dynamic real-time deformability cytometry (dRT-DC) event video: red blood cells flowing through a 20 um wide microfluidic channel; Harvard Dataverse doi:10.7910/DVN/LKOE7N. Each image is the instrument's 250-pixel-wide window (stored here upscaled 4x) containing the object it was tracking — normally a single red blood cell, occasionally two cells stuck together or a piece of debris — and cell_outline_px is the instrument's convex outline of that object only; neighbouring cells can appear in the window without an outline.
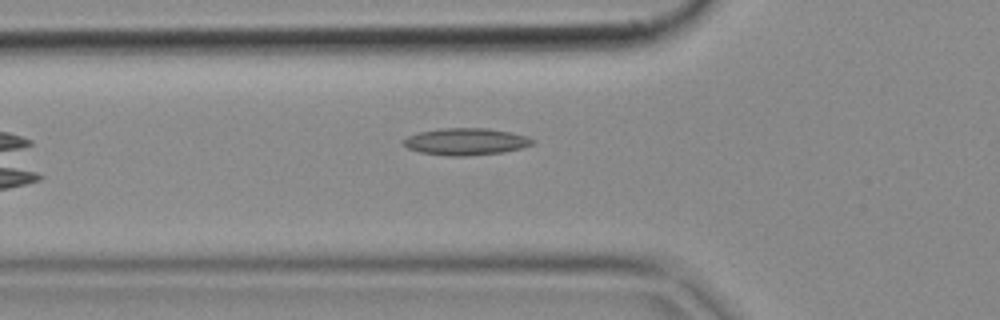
{"species": "common noctule bat (a hibernating species)", "species_latin": "Nyctalus noctula", "temperature_condition": "cold", "stored_images_in_passage": 6, "camera_frame_rate_fps": 3000, "um_per_image_px": 0.085, "animal": {"sex": "female", "body_mass_g": 18.4}, "frame": {"image": 1, "passage_image": 6, "time_ms": 1.667, "image_size_px": [1000, 320], "cell_outline_px": [[536, 140], [532, 144], [520, 148], [504, 152], [464, 156], [448, 156], [420, 152], [408, 148], [400, 140], [408, 136], [420, 132], [440, 128], [488, 128], [512, 132], [528, 136]], "centroid_in_image_um": [39.61, 12.03], "position_along_channel_um": 86.2, "area_um2": 20.35}}